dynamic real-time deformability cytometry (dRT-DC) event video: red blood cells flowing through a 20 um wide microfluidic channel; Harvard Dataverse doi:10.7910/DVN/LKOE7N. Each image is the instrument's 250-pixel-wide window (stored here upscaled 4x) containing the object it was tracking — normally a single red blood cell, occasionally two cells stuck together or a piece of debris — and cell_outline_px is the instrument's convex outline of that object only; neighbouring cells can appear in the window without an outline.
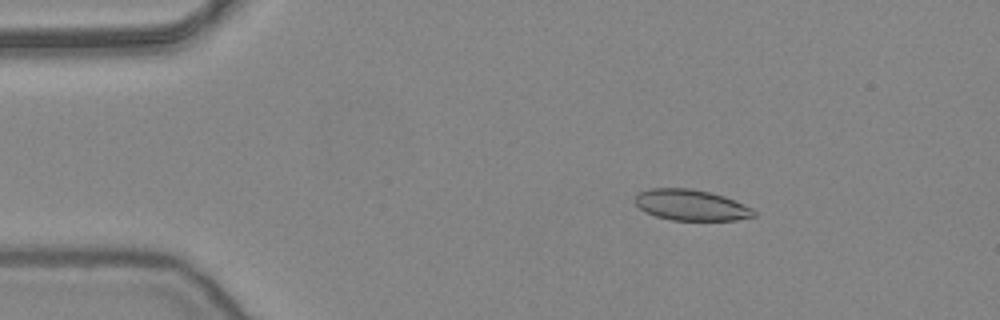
{"species": "common noctule bat (a hibernating species)", "species_latin": "Nyctalus noctula", "temperature_condition": "warm", "stored_images_in_passage": 51, "camera_frame_rate_fps": 3000, "um_per_image_px": 0.085, "animal": {"sex": "female", "body_mass_g": 24.6, "forearm_length_mm": 56.2}, "frame": {"image": 1, "passage_image": 7, "time_ms": 2.0, "image_size_px": [1000, 320], "cell_outline_px": [[756, 216], [736, 220], [672, 220], [656, 216], [640, 208], [636, 204], [636, 196], [640, 192], [648, 188], [692, 188], [724, 196], [752, 208], [756, 212]], "centroid_in_image_um": [58.76, 17.43], "position_along_channel_um": 26.2, "area_um2": 21.21}}
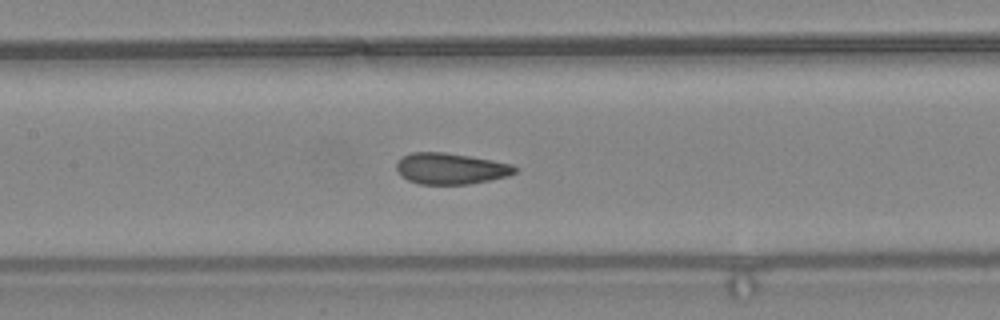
{"frame": {"image": 2, "passage_image": 23, "time_ms": 7.333, "image_size_px": [1000, 320], "cell_outline_px": [[520, 168], [516, 172], [508, 176], [468, 184], [420, 184], [408, 180], [400, 176], [396, 168], [396, 164], [404, 156], [412, 152], [444, 152], [492, 160], [512, 164]], "centroid_in_image_um": [38.32, 14.33], "position_along_channel_um": 169.1, "area_um2": 21.44}}
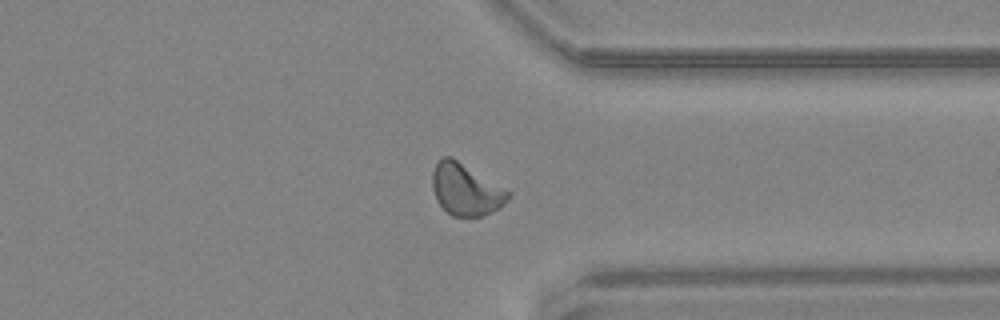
{"frame": {"image": 3, "passage_image": 39, "time_ms": 12.667, "image_size_px": [1000, 320], "cell_outline_px": [[512, 196], [500, 208], [484, 216], [452, 216], [436, 200], [432, 188], [432, 172], [436, 164], [444, 156], [452, 156], [512, 192]], "centroid_in_image_um": [39.62, 16.11], "position_along_channel_um": 371.8, "area_um2": 23.06}, "authors_computed_cell_mechanics": {"area_um2": 21.675, "velocity_mm_per_s": 3.8646, "shape_relaxation_time_tau1_ms": null, "shape_relaxation_time_tau2_ms": 0.9083, "deformation_change_tau1": null, "deformation_change_tau2": 0.0718}}